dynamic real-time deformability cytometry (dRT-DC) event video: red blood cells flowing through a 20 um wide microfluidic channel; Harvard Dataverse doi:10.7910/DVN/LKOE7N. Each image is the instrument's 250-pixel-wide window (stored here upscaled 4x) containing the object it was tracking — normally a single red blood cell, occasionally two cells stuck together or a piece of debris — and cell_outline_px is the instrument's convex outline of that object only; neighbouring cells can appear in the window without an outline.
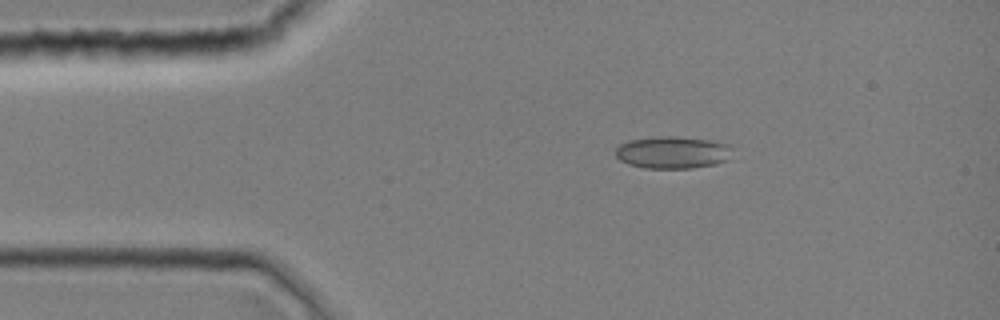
{"species": "common noctule bat (a hibernating species)", "species_latin": "Nyctalus noctula", "temperature_condition": "room temperature", "stored_images_in_passage": 3, "camera_frame_rate_fps": 3000, "um_per_image_px": 0.085, "animal": {"sex": "female", "body_mass_g": 19.0, "forearm_length_mm": 51.5}, "frame": {"image": 1, "passage_image": 1, "time_ms": 0.0, "image_size_px": [1000, 320], "cell_outline_px": [[732, 144], [728, 160], [716, 164], [692, 168], [644, 168], [628, 164], [620, 160], [616, 156], [616, 148], [620, 144], [628, 140], [656, 136], [676, 136], [708, 140]], "centroid_in_image_um": [57.17, 12.95], "position_along_channel_um": 27.8, "area_um2": 22.08}}